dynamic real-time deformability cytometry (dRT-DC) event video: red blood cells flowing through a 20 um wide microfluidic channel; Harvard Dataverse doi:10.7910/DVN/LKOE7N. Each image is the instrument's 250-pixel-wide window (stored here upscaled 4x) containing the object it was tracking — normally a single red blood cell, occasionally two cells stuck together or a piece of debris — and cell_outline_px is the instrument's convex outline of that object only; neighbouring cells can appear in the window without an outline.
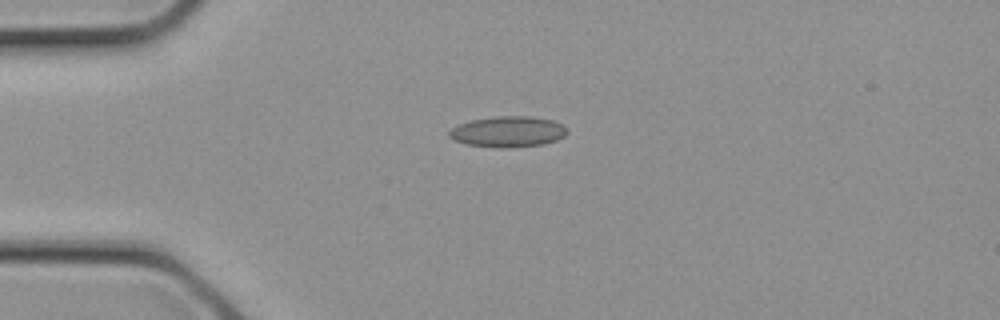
{"species": "common noctule bat (a hibernating species)", "species_latin": "Nyctalus noctula", "temperature_condition": "cold", "stored_images_in_passage": 2, "camera_frame_rate_fps": 3000, "um_per_image_px": 0.085, "animal": {"sex": "female", "body_mass_g": 21.9}, "frame": {"image": 1, "passage_image": 2, "time_ms": 0.333, "image_size_px": [1000, 320], "cell_outline_px": [[568, 132], [564, 136], [556, 140], [544, 144], [508, 148], [496, 148], [464, 144], [448, 136], [448, 132], [452, 128], [460, 124], [472, 120], [496, 116], [528, 116], [552, 120], [564, 124], [568, 128]], "centroid_in_image_um": [43.21, 11.2], "position_along_channel_um": 41.8, "area_um2": 21.33}}